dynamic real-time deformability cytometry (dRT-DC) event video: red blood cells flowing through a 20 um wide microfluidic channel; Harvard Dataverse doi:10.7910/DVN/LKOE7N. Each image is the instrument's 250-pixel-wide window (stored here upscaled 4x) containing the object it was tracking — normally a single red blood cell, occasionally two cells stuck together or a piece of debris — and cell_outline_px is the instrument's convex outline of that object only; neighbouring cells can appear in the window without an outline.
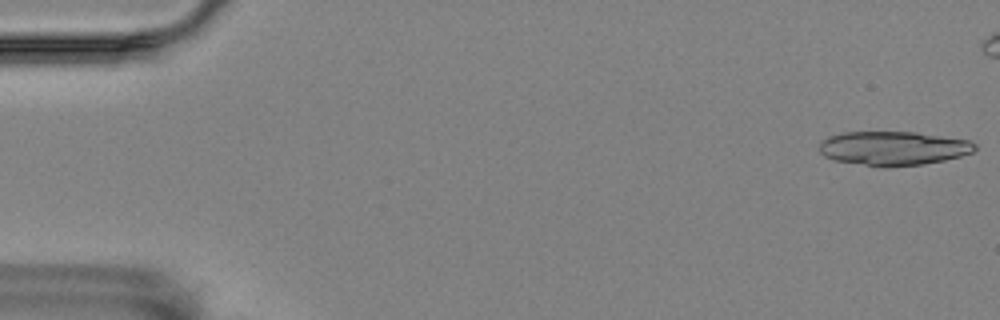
{"species": "Egyptian fruit bat (a non-hibernating species)", "species_latin": "Rousettus aegyptiacus", "temperature_condition": "room temperature", "stored_images_in_passage": 19, "camera_frame_rate_fps": 3000, "um_per_image_px": 0.085, "animal": {"sex": "female"}, "frame": {"image": 1, "passage_image": 1, "time_ms": 0.0, "image_size_px": [1000, 320], "cell_outline_px": [[976, 148], [972, 152], [960, 156], [944, 160], [920, 164], [888, 168], [880, 168], [832, 160], [824, 156], [820, 152], [820, 144], [824, 140], [832, 136], [844, 132], [916, 132], [968, 140], [976, 144]], "centroid_in_image_um": [75.91, 12.62], "position_along_channel_um": 9.1, "area_um2": 30.92}}